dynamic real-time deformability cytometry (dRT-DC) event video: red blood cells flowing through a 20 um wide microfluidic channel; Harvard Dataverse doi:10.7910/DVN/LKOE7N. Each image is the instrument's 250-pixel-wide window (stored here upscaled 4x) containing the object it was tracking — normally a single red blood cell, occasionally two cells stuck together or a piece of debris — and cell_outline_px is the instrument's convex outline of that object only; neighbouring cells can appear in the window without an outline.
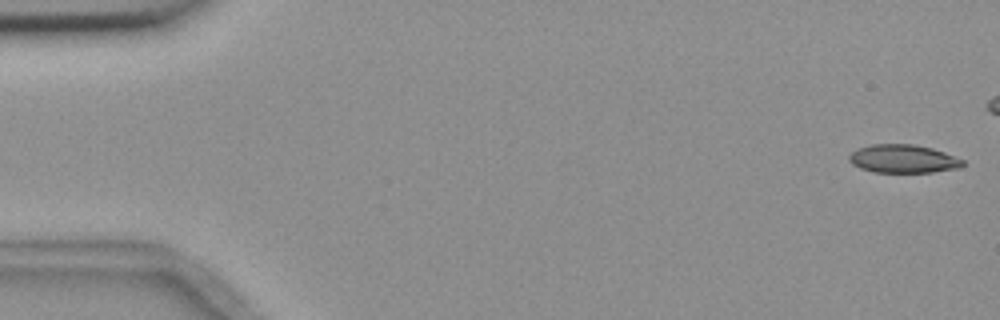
{"species": "common noctule bat (a hibernating species)", "species_latin": "Nyctalus noctula", "temperature_condition": "room temperature", "stored_images_in_passage": 5, "camera_frame_rate_fps": 3000, "um_per_image_px": 0.085, "animal": {"sex": "female", "body_mass_g": 18.4}, "frame": {"image": 1, "passage_image": 1, "time_ms": 0.0, "image_size_px": [1000, 320], "cell_outline_px": [[964, 164], [960, 168], [932, 172], [872, 172], [860, 168], [852, 164], [848, 160], [848, 156], [852, 152], [860, 148], [872, 144], [912, 144], [932, 148], [944, 152], [964, 160]], "centroid_in_image_um": [76.77, 13.5], "position_along_channel_um": 8.2, "area_um2": 18.73}}
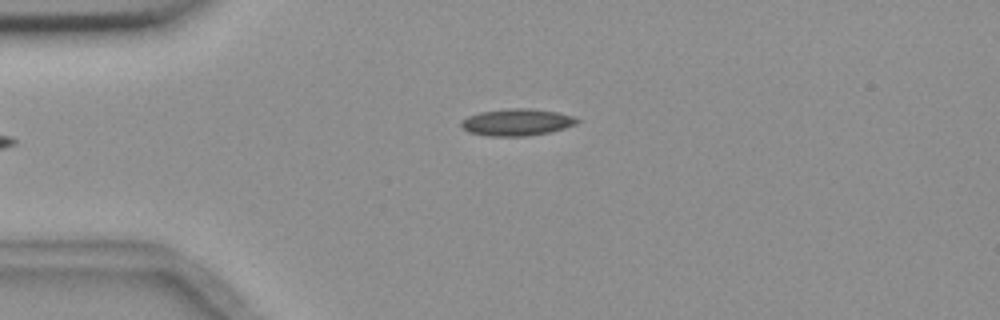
{"frame": {"image": 2, "passage_image": 5, "time_ms": 6.0, "image_size_px": [1000, 320], "cell_outline_px": [[580, 120], [576, 124], [564, 128], [548, 132], [524, 136], [488, 136], [468, 132], [460, 124], [460, 120], [468, 116], [480, 112], [508, 108], [532, 108], [556, 112], [576, 116]], "centroid_in_image_um": [43.93, 10.38], "position_along_channel_um": 41.1, "area_um2": 18.21}}